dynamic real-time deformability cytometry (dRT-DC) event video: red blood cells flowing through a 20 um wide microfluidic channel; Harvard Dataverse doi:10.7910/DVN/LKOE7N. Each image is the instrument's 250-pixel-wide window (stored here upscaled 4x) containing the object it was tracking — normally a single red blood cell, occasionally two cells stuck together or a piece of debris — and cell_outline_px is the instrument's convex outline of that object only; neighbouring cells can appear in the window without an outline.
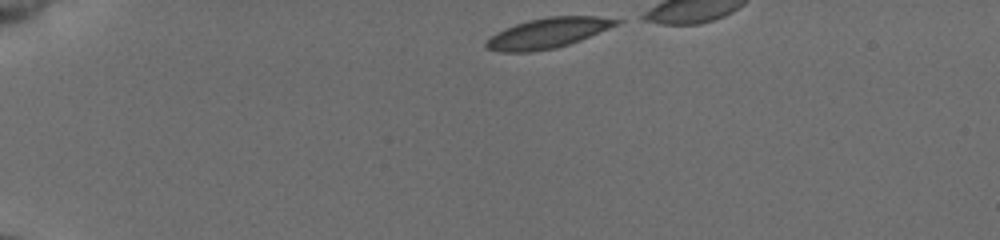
{"species": "common noctule bat (a hibernating species)", "species_latin": "Nyctalus noctula", "temperature_condition": "cold", "stored_images_in_passage": 36, "camera_frame_rate_fps": 3000, "um_per_image_px": 0.085, "animal": {"sex": "female", "body_mass_g": 19.5, "forearm_length_mm": 54.1}, "frame": {"image": 1, "passage_image": 1, "time_ms": 0.0, "image_size_px": [1000, 240], "cell_outline_px": [[624, 20], [608, 28], [580, 40], [556, 48], [532, 52], [500, 52], [484, 48], [484, 44], [496, 32], [504, 28], [528, 20], [548, 16], [596, 16]], "centroid_in_image_um": [46.51, 2.81], "position_along_channel_um": 38.5, "area_um2": 22.77}}
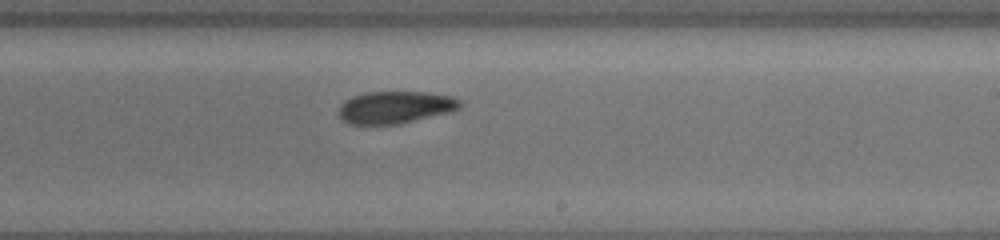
{"frame": {"image": 2, "passage_image": 23, "time_ms": 7.333, "image_size_px": [1000, 240], "cell_outline_px": [[464, 104], [460, 108], [452, 112], [400, 124], [352, 124], [340, 120], [336, 112], [340, 104], [344, 100], [352, 96], [364, 92], [428, 92], [452, 96], [460, 100]], "centroid_in_image_um": [33.59, 9.12], "position_along_channel_um": 255.4, "area_um2": 23.35}}
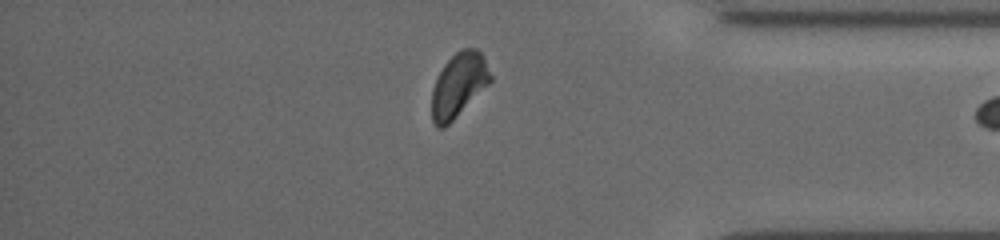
{"frame": {"image": 3, "passage_image": 35, "time_ms": 11.333, "image_size_px": [1000, 240], "cell_outline_px": [[492, 80], [444, 128], [436, 128], [432, 120], [432, 88], [444, 64], [456, 52], [464, 48], [476, 48], [484, 56], [492, 76]], "centroid_in_image_um": [38.98, 7.21], "position_along_channel_um": 396.2, "area_um2": 21.56}}